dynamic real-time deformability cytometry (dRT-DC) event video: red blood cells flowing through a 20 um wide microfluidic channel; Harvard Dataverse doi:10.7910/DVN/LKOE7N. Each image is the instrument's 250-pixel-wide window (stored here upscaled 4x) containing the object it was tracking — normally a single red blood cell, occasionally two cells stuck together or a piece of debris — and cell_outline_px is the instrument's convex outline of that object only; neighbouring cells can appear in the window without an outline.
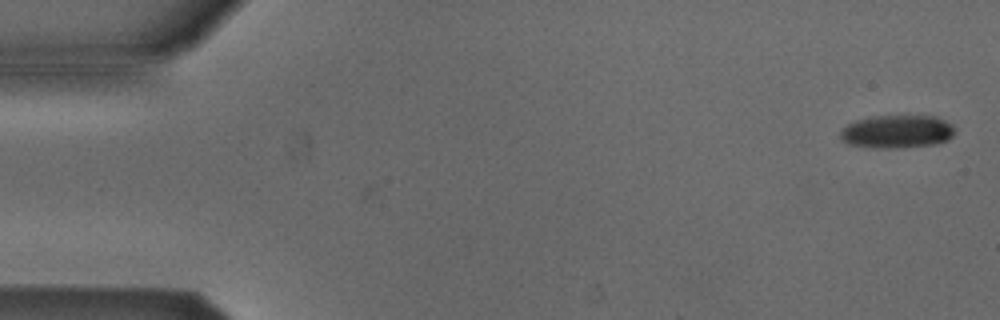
{"species": "Egyptian fruit bat (a non-hibernating species)", "species_latin": "Rousettus aegyptiacus", "temperature_condition": "cold", "stored_images_in_passage": 52, "camera_frame_rate_fps": 3000, "um_per_image_px": 0.085, "animal": {"sex": "male"}, "frame": {"image": 1, "passage_image": 1, "time_ms": 0.0, "image_size_px": [1000, 320], "cell_outline_px": [[956, 132], [948, 140], [936, 144], [904, 148], [864, 148], [848, 144], [840, 140], [840, 132], [848, 124], [856, 120], [880, 116], [936, 116], [952, 124]], "centroid_in_image_um": [76.25, 11.21], "position_along_channel_um": 8.7, "area_um2": 22.37}}
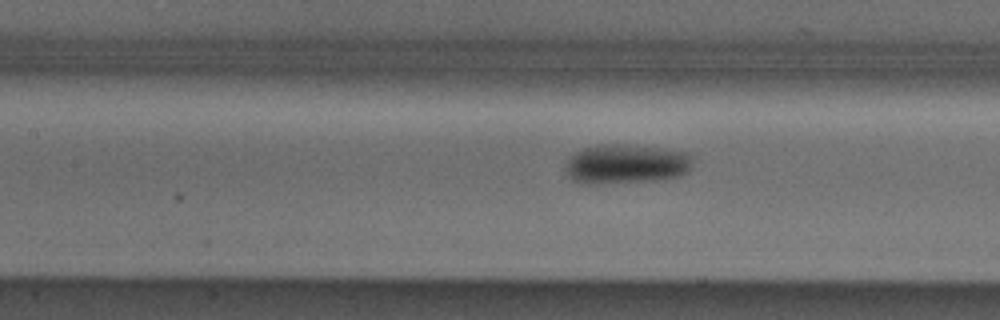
{"frame": {"image": 2, "passage_image": 23, "time_ms": 7.333, "image_size_px": [1000, 320], "cell_outline_px": [[692, 156], [688, 172], [680, 176], [648, 180], [588, 184], [580, 184], [572, 180], [568, 176], [564, 168], [568, 160], [576, 152], [584, 148], [600, 144], [632, 144], [664, 148], [688, 152]], "centroid_in_image_um": [53.2, 13.92], "position_along_channel_um": 154.2, "area_um2": 29.3}}
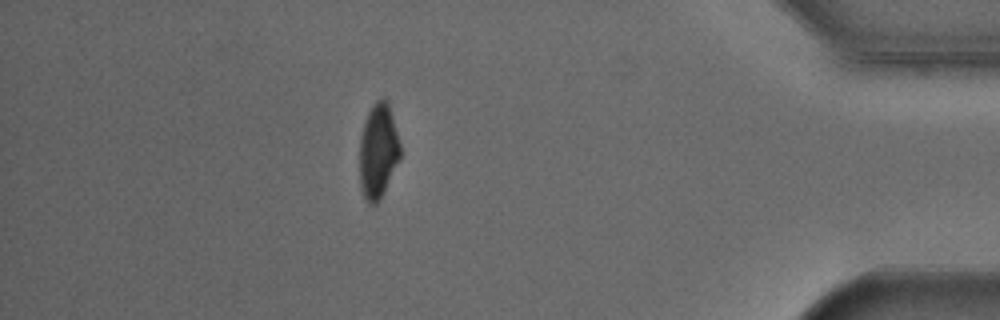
{"frame": {"image": 3, "passage_image": 46, "time_ms": 15.0, "image_size_px": [1000, 320], "cell_outline_px": [[400, 160], [384, 192], [376, 204], [368, 204], [364, 196], [360, 184], [360, 140], [364, 124], [368, 112], [372, 104], [376, 100], [384, 96], [388, 100], [400, 144]], "centroid_in_image_um": [32.16, 12.82], "position_along_channel_um": 403.0, "area_um2": 22.48}, "authors_computed_cell_mechanics": {"area_um2": 24.8251, "velocity_mm_per_s": 3.8604, "shape_relaxation_time_tau1_ms": 3.9808, "shape_relaxation_time_tau2_ms": null, "deformation_change_tau1": 0.1201, "deformation_change_tau2": null}}